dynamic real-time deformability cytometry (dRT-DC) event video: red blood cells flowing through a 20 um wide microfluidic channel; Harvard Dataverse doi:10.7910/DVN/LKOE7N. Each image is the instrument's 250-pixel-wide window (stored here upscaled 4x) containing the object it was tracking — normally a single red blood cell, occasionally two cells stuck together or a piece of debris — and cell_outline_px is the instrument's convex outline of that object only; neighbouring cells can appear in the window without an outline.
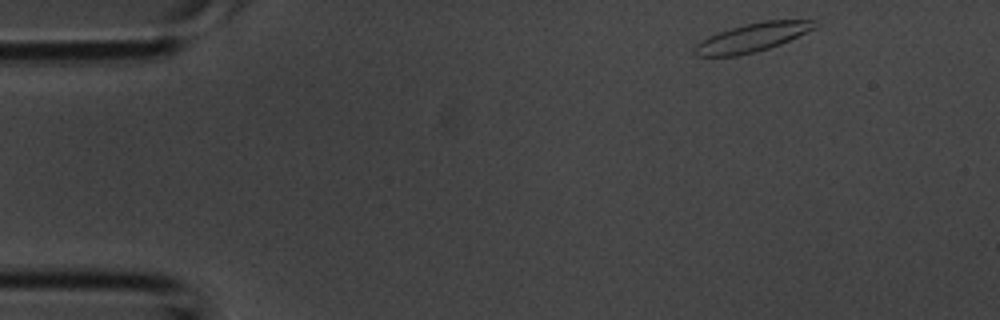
{"species": "common noctule bat (a hibernating species)", "species_latin": "Nyctalus noctula", "temperature_condition": "room temperature", "stored_images_in_passage": 5, "camera_frame_rate_fps": 3000, "um_per_image_px": 0.085, "animal": {"sex": "male", "body_mass_g": 20.1, "forearm_length_mm": 53.5}, "frame": {"image": 1, "passage_image": 5, "time_ms": 1.333, "image_size_px": [1000, 320], "cell_outline_px": [[816, 28], [780, 44], [756, 52], [736, 56], [696, 56], [692, 52], [692, 48], [700, 40], [708, 36], [744, 24], [764, 20], [812, 20]], "centroid_in_image_um": [63.88, 3.2], "position_along_channel_um": 21.1, "area_um2": 19.88}}